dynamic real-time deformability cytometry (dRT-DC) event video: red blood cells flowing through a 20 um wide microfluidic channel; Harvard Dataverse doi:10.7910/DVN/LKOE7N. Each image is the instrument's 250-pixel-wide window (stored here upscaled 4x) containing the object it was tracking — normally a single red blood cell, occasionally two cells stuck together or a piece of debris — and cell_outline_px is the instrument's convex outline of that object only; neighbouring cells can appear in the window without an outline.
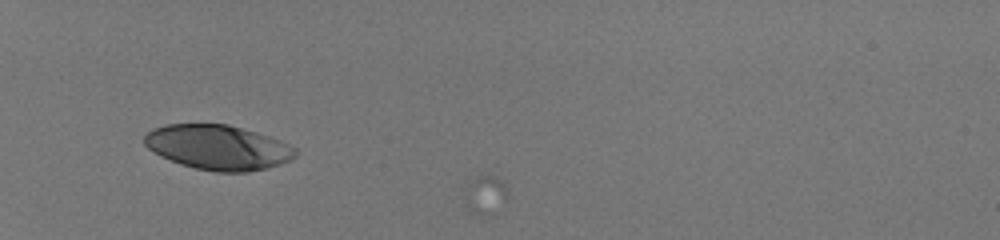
{"species": "human", "species_latin": "Homo sapiens", "temperature_condition": "room temperature", "stored_images_in_passage": 2, "camera_frame_rate_fps": 3000, "um_per_image_px": 0.085, "donor": {"sex": "male"}, "frame": {"image": 1, "passage_image": 1, "time_ms": 0.0, "image_size_px": [1000, 240], "cell_outline_px": [[300, 152], [296, 156], [280, 164], [268, 168], [248, 172], [216, 172], [196, 168], [180, 164], [160, 156], [148, 148], [144, 144], [144, 136], [148, 132], [164, 124], [228, 124], [256, 132], [280, 140], [296, 148]], "centroid_in_image_um": [18.55, 12.53], "position_along_channel_um": 66.5, "area_um2": 39.48}}